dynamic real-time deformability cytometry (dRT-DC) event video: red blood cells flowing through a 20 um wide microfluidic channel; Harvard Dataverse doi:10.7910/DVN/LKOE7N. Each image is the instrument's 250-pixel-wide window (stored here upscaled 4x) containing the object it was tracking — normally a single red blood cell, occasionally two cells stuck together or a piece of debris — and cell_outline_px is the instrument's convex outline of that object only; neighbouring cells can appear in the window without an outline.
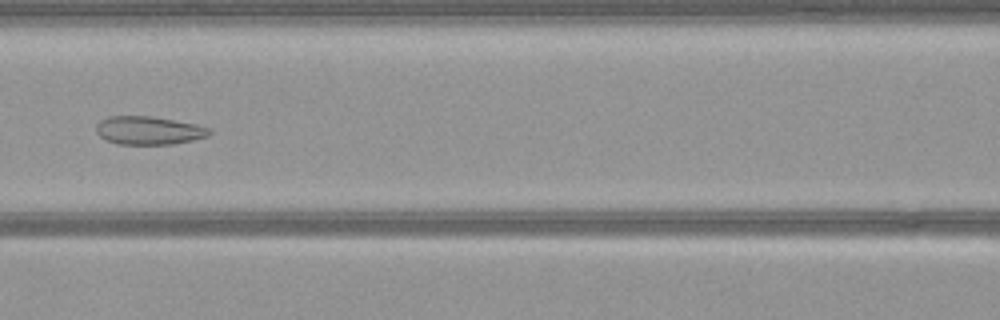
{"species": "common noctule bat (a hibernating species)", "species_latin": "Nyctalus noctula", "temperature_condition": "warm", "stored_images_in_passage": 52, "camera_frame_rate_fps": 3000, "um_per_image_px": 0.085, "animal": {"sex": "female", "body_mass_g": 21.9}, "frame": {"image": 1, "passage_image": 22, "time_ms": 7.0, "image_size_px": [1000, 320], "cell_outline_px": [[212, 132], [208, 136], [192, 140], [172, 144], [116, 144], [100, 136], [96, 132], [96, 124], [100, 120], [108, 116], [152, 116], [196, 124], [212, 128]], "centroid_in_image_um": [12.65, 11.08], "position_along_channel_um": 153.9, "area_um2": 18.73}}
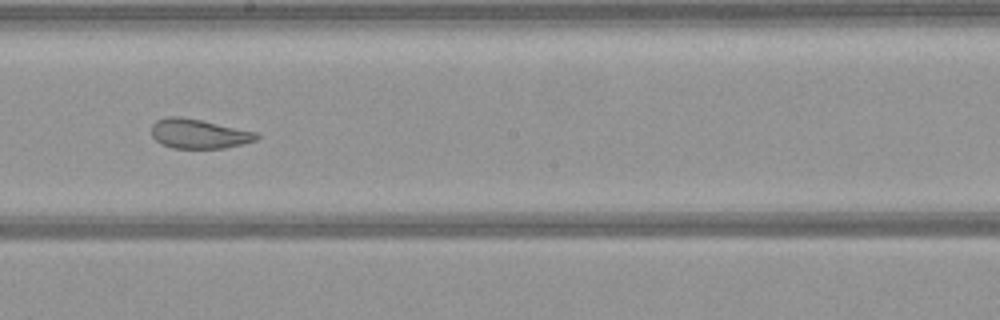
{"frame": {"image": 2, "passage_image": 28, "time_ms": 9.0, "image_size_px": [1000, 320], "cell_outline_px": [[260, 136], [256, 140], [224, 148], [172, 148], [160, 144], [152, 136], [152, 124], [156, 120], [168, 116], [180, 116], [200, 120], [256, 132]], "centroid_in_image_um": [16.85, 11.37], "position_along_channel_um": 231.3, "area_um2": 17.92}}
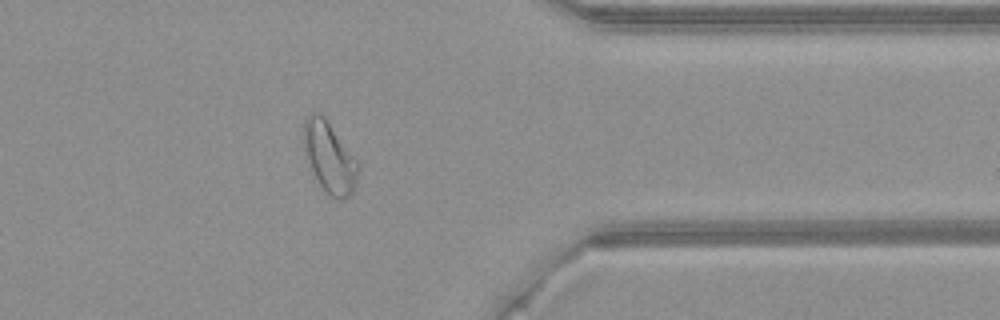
{"frame": {"image": 3, "passage_image": 41, "time_ms": 13.333, "image_size_px": [1000, 320], "cell_outline_px": [[360, 168], [352, 192], [344, 200], [336, 200], [328, 196], [312, 172], [304, 144], [304, 124], [308, 116], [312, 112], [320, 112], [324, 116], [360, 160]], "centroid_in_image_um": [28.07, 13.38], "position_along_channel_um": 383.3, "area_um2": 22.72}}